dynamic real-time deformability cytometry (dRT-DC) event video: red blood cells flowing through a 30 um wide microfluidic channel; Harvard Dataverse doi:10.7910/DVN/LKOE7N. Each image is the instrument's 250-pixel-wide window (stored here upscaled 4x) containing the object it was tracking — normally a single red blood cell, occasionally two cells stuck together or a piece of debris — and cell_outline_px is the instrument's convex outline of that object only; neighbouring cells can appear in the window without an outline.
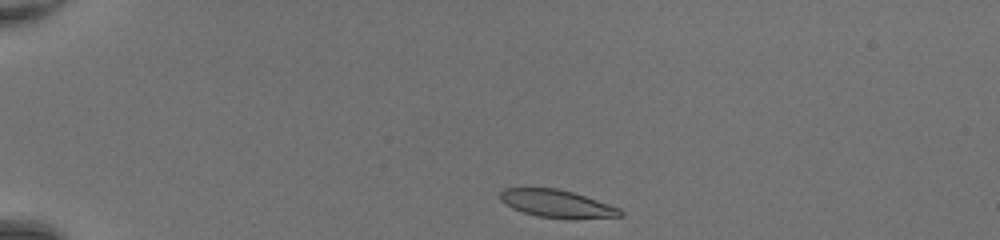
{"species": "common noctule bat (a hibernating species)", "species_latin": "Nyctalus noctula", "temperature_condition": "room temperature", "stored_images_in_passage": 33, "camera_frame_rate_fps": 3000, "um_per_image_px": 0.085, "animal": {"sex": "female", "body_mass_g": 20.0, "forearm_length_mm": 54.0}, "frame": {"image": 1, "passage_image": 1, "time_ms": 0.0, "image_size_px": [1000, 240], "cell_outline_px": [[624, 216], [536, 216], [512, 208], [504, 204], [500, 200], [500, 192], [504, 188], [556, 188], [572, 192], [620, 208], [624, 212]], "centroid_in_image_um": [47.24, 17.26], "position_along_channel_um": 37.8, "area_um2": 18.32}}
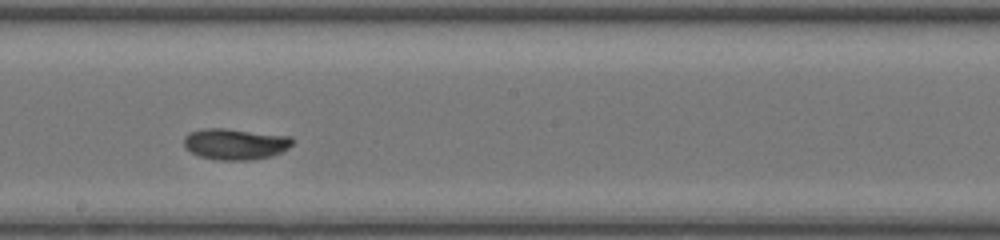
{"frame": {"image": 2, "passage_image": 19, "time_ms": 6.0, "image_size_px": [1000, 240], "cell_outline_px": [[292, 144], [288, 148], [272, 156], [252, 160], [216, 160], [200, 156], [184, 148], [184, 136], [188, 132], [200, 128], [224, 128], [292, 136]], "centroid_in_image_um": [19.96, 12.23], "position_along_channel_um": 228.2, "area_um2": 19.88}}
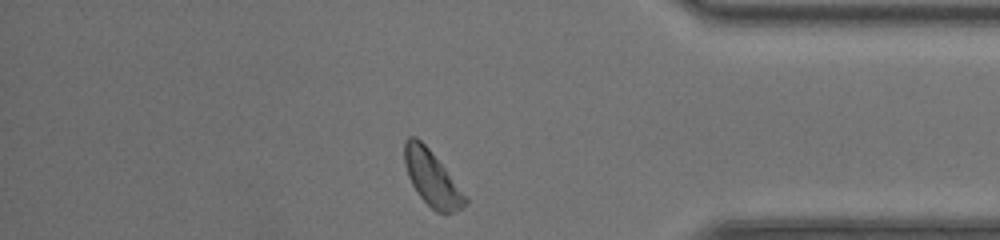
{"frame": {"image": 3, "passage_image": 32, "time_ms": 10.333, "image_size_px": [1000, 240], "cell_outline_px": [[468, 200], [460, 208], [452, 212], [436, 212], [420, 196], [412, 184], [408, 176], [404, 164], [404, 140], [408, 136], [416, 136], [428, 148], [444, 168]], "centroid_in_image_um": [36.64, 15.11], "position_along_channel_um": 398.6, "area_um2": 18.79}, "authors_computed_cell_mechanics": {"area_um2": 19.5942, "velocity_mm_per_s": 4.3465, "shape_relaxation_time_tau1_ms": 4.439, "shape_relaxation_time_tau2_ms": null, "deformation_change_tau1": 0.2439, "deformation_change_tau2": null}}